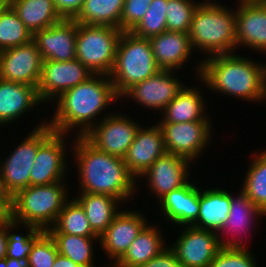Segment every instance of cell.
<instances>
[{
	"instance_id": "4fadbf2b",
	"label": "cell",
	"mask_w": 266,
	"mask_h": 267,
	"mask_svg": "<svg viewBox=\"0 0 266 267\" xmlns=\"http://www.w3.org/2000/svg\"><path fill=\"white\" fill-rule=\"evenodd\" d=\"M43 60L32 40L18 47L0 51V78L37 88Z\"/></svg>"
},
{
	"instance_id": "681fc988",
	"label": "cell",
	"mask_w": 266,
	"mask_h": 267,
	"mask_svg": "<svg viewBox=\"0 0 266 267\" xmlns=\"http://www.w3.org/2000/svg\"><path fill=\"white\" fill-rule=\"evenodd\" d=\"M133 1L148 2L149 4L152 2V0H133Z\"/></svg>"
},
{
	"instance_id": "b9f144b4",
	"label": "cell",
	"mask_w": 266,
	"mask_h": 267,
	"mask_svg": "<svg viewBox=\"0 0 266 267\" xmlns=\"http://www.w3.org/2000/svg\"><path fill=\"white\" fill-rule=\"evenodd\" d=\"M58 13L64 19H73L80 11L84 0H53Z\"/></svg>"
},
{
	"instance_id": "e0dca14e",
	"label": "cell",
	"mask_w": 266,
	"mask_h": 267,
	"mask_svg": "<svg viewBox=\"0 0 266 267\" xmlns=\"http://www.w3.org/2000/svg\"><path fill=\"white\" fill-rule=\"evenodd\" d=\"M78 23L63 19L48 28L36 31L33 41L43 61H71L76 59V35Z\"/></svg>"
},
{
	"instance_id": "d4e9b609",
	"label": "cell",
	"mask_w": 266,
	"mask_h": 267,
	"mask_svg": "<svg viewBox=\"0 0 266 267\" xmlns=\"http://www.w3.org/2000/svg\"><path fill=\"white\" fill-rule=\"evenodd\" d=\"M199 214L192 225L199 229L220 232L228 218L231 194L225 189L199 187Z\"/></svg>"
},
{
	"instance_id": "603a6c76",
	"label": "cell",
	"mask_w": 266,
	"mask_h": 267,
	"mask_svg": "<svg viewBox=\"0 0 266 267\" xmlns=\"http://www.w3.org/2000/svg\"><path fill=\"white\" fill-rule=\"evenodd\" d=\"M39 103L42 104L35 86L0 78V127L18 121L33 106L38 107Z\"/></svg>"
},
{
	"instance_id": "f6af8a7d",
	"label": "cell",
	"mask_w": 266,
	"mask_h": 267,
	"mask_svg": "<svg viewBox=\"0 0 266 267\" xmlns=\"http://www.w3.org/2000/svg\"><path fill=\"white\" fill-rule=\"evenodd\" d=\"M0 267H31V265L27 261L5 257L1 261Z\"/></svg>"
},
{
	"instance_id": "74e56055",
	"label": "cell",
	"mask_w": 266,
	"mask_h": 267,
	"mask_svg": "<svg viewBox=\"0 0 266 267\" xmlns=\"http://www.w3.org/2000/svg\"><path fill=\"white\" fill-rule=\"evenodd\" d=\"M58 255L57 245L45 231L33 244L27 262L31 267H52Z\"/></svg>"
},
{
	"instance_id": "7a4b0ae2",
	"label": "cell",
	"mask_w": 266,
	"mask_h": 267,
	"mask_svg": "<svg viewBox=\"0 0 266 267\" xmlns=\"http://www.w3.org/2000/svg\"><path fill=\"white\" fill-rule=\"evenodd\" d=\"M228 53L206 57L199 62L196 75L201 84L216 93L243 101L266 99V64ZM264 99V100H263Z\"/></svg>"
},
{
	"instance_id": "8fae6325",
	"label": "cell",
	"mask_w": 266,
	"mask_h": 267,
	"mask_svg": "<svg viewBox=\"0 0 266 267\" xmlns=\"http://www.w3.org/2000/svg\"><path fill=\"white\" fill-rule=\"evenodd\" d=\"M184 229L169 248L182 267H209L221 249L219 233L182 226Z\"/></svg>"
},
{
	"instance_id": "7402d4cb",
	"label": "cell",
	"mask_w": 266,
	"mask_h": 267,
	"mask_svg": "<svg viewBox=\"0 0 266 267\" xmlns=\"http://www.w3.org/2000/svg\"><path fill=\"white\" fill-rule=\"evenodd\" d=\"M192 180L182 187L172 190L158 202L161 214L175 225L192 226L199 214V187Z\"/></svg>"
},
{
	"instance_id": "3957f363",
	"label": "cell",
	"mask_w": 266,
	"mask_h": 267,
	"mask_svg": "<svg viewBox=\"0 0 266 267\" xmlns=\"http://www.w3.org/2000/svg\"><path fill=\"white\" fill-rule=\"evenodd\" d=\"M71 144L78 167L80 193L104 194L127 202L136 192L135 178L128 172L123 158L110 155L92 145L84 136Z\"/></svg>"
},
{
	"instance_id": "2e32d148",
	"label": "cell",
	"mask_w": 266,
	"mask_h": 267,
	"mask_svg": "<svg viewBox=\"0 0 266 267\" xmlns=\"http://www.w3.org/2000/svg\"><path fill=\"white\" fill-rule=\"evenodd\" d=\"M237 7V49L246 46L266 54V0H238Z\"/></svg>"
},
{
	"instance_id": "484cf974",
	"label": "cell",
	"mask_w": 266,
	"mask_h": 267,
	"mask_svg": "<svg viewBox=\"0 0 266 267\" xmlns=\"http://www.w3.org/2000/svg\"><path fill=\"white\" fill-rule=\"evenodd\" d=\"M153 224H148L130 244L125 254L111 267H139L160 254L167 248L162 231ZM114 265V266H113Z\"/></svg>"
},
{
	"instance_id": "836d02e7",
	"label": "cell",
	"mask_w": 266,
	"mask_h": 267,
	"mask_svg": "<svg viewBox=\"0 0 266 267\" xmlns=\"http://www.w3.org/2000/svg\"><path fill=\"white\" fill-rule=\"evenodd\" d=\"M33 40V34L8 3L0 13V51L18 47Z\"/></svg>"
},
{
	"instance_id": "f1b7e54d",
	"label": "cell",
	"mask_w": 266,
	"mask_h": 267,
	"mask_svg": "<svg viewBox=\"0 0 266 267\" xmlns=\"http://www.w3.org/2000/svg\"><path fill=\"white\" fill-rule=\"evenodd\" d=\"M80 194L74 198L83 208L92 230L100 236L119 212L118 206L121 201L116 197L104 194Z\"/></svg>"
},
{
	"instance_id": "9a60e30c",
	"label": "cell",
	"mask_w": 266,
	"mask_h": 267,
	"mask_svg": "<svg viewBox=\"0 0 266 267\" xmlns=\"http://www.w3.org/2000/svg\"><path fill=\"white\" fill-rule=\"evenodd\" d=\"M66 134L54 132L38 149L30 171V185H47L67 178ZM65 141V142H64Z\"/></svg>"
},
{
	"instance_id": "ab89813d",
	"label": "cell",
	"mask_w": 266,
	"mask_h": 267,
	"mask_svg": "<svg viewBox=\"0 0 266 267\" xmlns=\"http://www.w3.org/2000/svg\"><path fill=\"white\" fill-rule=\"evenodd\" d=\"M148 7V2L125 0L120 19V29L131 31L144 17Z\"/></svg>"
},
{
	"instance_id": "7bdbcfd3",
	"label": "cell",
	"mask_w": 266,
	"mask_h": 267,
	"mask_svg": "<svg viewBox=\"0 0 266 267\" xmlns=\"http://www.w3.org/2000/svg\"><path fill=\"white\" fill-rule=\"evenodd\" d=\"M0 200L4 201L11 209L14 205V194L8 188L3 175L0 173Z\"/></svg>"
},
{
	"instance_id": "d590c367",
	"label": "cell",
	"mask_w": 266,
	"mask_h": 267,
	"mask_svg": "<svg viewBox=\"0 0 266 267\" xmlns=\"http://www.w3.org/2000/svg\"><path fill=\"white\" fill-rule=\"evenodd\" d=\"M165 10H167V0H152L144 17L131 32L149 39L167 31Z\"/></svg>"
},
{
	"instance_id": "cb8c5ba5",
	"label": "cell",
	"mask_w": 266,
	"mask_h": 267,
	"mask_svg": "<svg viewBox=\"0 0 266 267\" xmlns=\"http://www.w3.org/2000/svg\"><path fill=\"white\" fill-rule=\"evenodd\" d=\"M259 217H266V215L256 207V205L242 190H240V193H238L237 197L233 196L231 193V204L228 218L223 228L219 232V242L221 247H247L243 240H241L238 236H240L239 234L242 233L247 234L249 228L252 231L251 227L254 225L253 221H256ZM220 233H224L225 235L226 233L227 235H232L234 233L235 237L232 238L231 236V239L226 238V240H224V236H221Z\"/></svg>"
},
{
	"instance_id": "6da1fadb",
	"label": "cell",
	"mask_w": 266,
	"mask_h": 267,
	"mask_svg": "<svg viewBox=\"0 0 266 267\" xmlns=\"http://www.w3.org/2000/svg\"><path fill=\"white\" fill-rule=\"evenodd\" d=\"M121 97L110 77L93 74L85 82L63 92L56 100V109L47 124L57 133L67 136L77 129V136H85L96 124V116ZM100 113V114H99ZM96 121V122H95Z\"/></svg>"
},
{
	"instance_id": "60d3db41",
	"label": "cell",
	"mask_w": 266,
	"mask_h": 267,
	"mask_svg": "<svg viewBox=\"0 0 266 267\" xmlns=\"http://www.w3.org/2000/svg\"><path fill=\"white\" fill-rule=\"evenodd\" d=\"M174 252L169 248H165L160 254L152 258L150 261L139 267H180Z\"/></svg>"
},
{
	"instance_id": "1f68e13d",
	"label": "cell",
	"mask_w": 266,
	"mask_h": 267,
	"mask_svg": "<svg viewBox=\"0 0 266 267\" xmlns=\"http://www.w3.org/2000/svg\"><path fill=\"white\" fill-rule=\"evenodd\" d=\"M47 232L66 233L82 237H99L92 230L83 208L74 198L69 199L64 204L55 224Z\"/></svg>"
},
{
	"instance_id": "8d00e7d4",
	"label": "cell",
	"mask_w": 266,
	"mask_h": 267,
	"mask_svg": "<svg viewBox=\"0 0 266 267\" xmlns=\"http://www.w3.org/2000/svg\"><path fill=\"white\" fill-rule=\"evenodd\" d=\"M200 2L193 0H167V31L189 33L193 15Z\"/></svg>"
},
{
	"instance_id": "7dc6e473",
	"label": "cell",
	"mask_w": 266,
	"mask_h": 267,
	"mask_svg": "<svg viewBox=\"0 0 266 267\" xmlns=\"http://www.w3.org/2000/svg\"><path fill=\"white\" fill-rule=\"evenodd\" d=\"M7 240V233L5 227H3L0 229V263L6 257Z\"/></svg>"
},
{
	"instance_id": "f35d334b",
	"label": "cell",
	"mask_w": 266,
	"mask_h": 267,
	"mask_svg": "<svg viewBox=\"0 0 266 267\" xmlns=\"http://www.w3.org/2000/svg\"><path fill=\"white\" fill-rule=\"evenodd\" d=\"M255 260L247 247H221L209 267H257Z\"/></svg>"
},
{
	"instance_id": "e575fe53",
	"label": "cell",
	"mask_w": 266,
	"mask_h": 267,
	"mask_svg": "<svg viewBox=\"0 0 266 267\" xmlns=\"http://www.w3.org/2000/svg\"><path fill=\"white\" fill-rule=\"evenodd\" d=\"M18 224H23V228H25L28 233L25 235L17 234V232L14 233V230H16L15 228L19 229ZM5 231L8 237L6 257L22 261L28 260L34 242L45 232V230L39 229L32 224L19 223L13 219L5 226Z\"/></svg>"
},
{
	"instance_id": "ba28073f",
	"label": "cell",
	"mask_w": 266,
	"mask_h": 267,
	"mask_svg": "<svg viewBox=\"0 0 266 267\" xmlns=\"http://www.w3.org/2000/svg\"><path fill=\"white\" fill-rule=\"evenodd\" d=\"M54 132L47 124V120H43L35 125L32 132L26 135L8 158L3 162L0 161V173L14 195L30 186V171L38 149Z\"/></svg>"
},
{
	"instance_id": "ee69618b",
	"label": "cell",
	"mask_w": 266,
	"mask_h": 267,
	"mask_svg": "<svg viewBox=\"0 0 266 267\" xmlns=\"http://www.w3.org/2000/svg\"><path fill=\"white\" fill-rule=\"evenodd\" d=\"M12 220V209L0 200V229L5 227Z\"/></svg>"
},
{
	"instance_id": "d6a6232c",
	"label": "cell",
	"mask_w": 266,
	"mask_h": 267,
	"mask_svg": "<svg viewBox=\"0 0 266 267\" xmlns=\"http://www.w3.org/2000/svg\"><path fill=\"white\" fill-rule=\"evenodd\" d=\"M253 155L241 190L266 215V150Z\"/></svg>"
},
{
	"instance_id": "bcb514c9",
	"label": "cell",
	"mask_w": 266,
	"mask_h": 267,
	"mask_svg": "<svg viewBox=\"0 0 266 267\" xmlns=\"http://www.w3.org/2000/svg\"><path fill=\"white\" fill-rule=\"evenodd\" d=\"M52 267H83V266H80V265L74 263L68 257H65V256L58 253Z\"/></svg>"
},
{
	"instance_id": "9c48e42d",
	"label": "cell",
	"mask_w": 266,
	"mask_h": 267,
	"mask_svg": "<svg viewBox=\"0 0 266 267\" xmlns=\"http://www.w3.org/2000/svg\"><path fill=\"white\" fill-rule=\"evenodd\" d=\"M211 123L210 119L185 123H158L163 132L166 152L184 157L191 162L198 160L210 143L213 134Z\"/></svg>"
},
{
	"instance_id": "5bb4252c",
	"label": "cell",
	"mask_w": 266,
	"mask_h": 267,
	"mask_svg": "<svg viewBox=\"0 0 266 267\" xmlns=\"http://www.w3.org/2000/svg\"><path fill=\"white\" fill-rule=\"evenodd\" d=\"M175 72L160 70L150 78L133 85L121 98H132V102L161 112L184 86V82L182 84V81L176 78Z\"/></svg>"
},
{
	"instance_id": "4dcf8cb0",
	"label": "cell",
	"mask_w": 266,
	"mask_h": 267,
	"mask_svg": "<svg viewBox=\"0 0 266 267\" xmlns=\"http://www.w3.org/2000/svg\"><path fill=\"white\" fill-rule=\"evenodd\" d=\"M54 239L58 253L83 267H95L93 242L99 237H82L66 233H49Z\"/></svg>"
},
{
	"instance_id": "ac0fdd59",
	"label": "cell",
	"mask_w": 266,
	"mask_h": 267,
	"mask_svg": "<svg viewBox=\"0 0 266 267\" xmlns=\"http://www.w3.org/2000/svg\"><path fill=\"white\" fill-rule=\"evenodd\" d=\"M134 210H121L113 218L111 224L99 236L100 247L115 263L125 254L130 244L148 220L143 213Z\"/></svg>"
},
{
	"instance_id": "8992f818",
	"label": "cell",
	"mask_w": 266,
	"mask_h": 267,
	"mask_svg": "<svg viewBox=\"0 0 266 267\" xmlns=\"http://www.w3.org/2000/svg\"><path fill=\"white\" fill-rule=\"evenodd\" d=\"M65 181L30 185L14 195L12 219L47 231L69 200ZM68 196V197H67Z\"/></svg>"
},
{
	"instance_id": "ffe728a7",
	"label": "cell",
	"mask_w": 266,
	"mask_h": 267,
	"mask_svg": "<svg viewBox=\"0 0 266 267\" xmlns=\"http://www.w3.org/2000/svg\"><path fill=\"white\" fill-rule=\"evenodd\" d=\"M165 153L164 136L158 123L147 128L141 125L123 161L128 172L138 179Z\"/></svg>"
},
{
	"instance_id": "30bf717a",
	"label": "cell",
	"mask_w": 266,
	"mask_h": 267,
	"mask_svg": "<svg viewBox=\"0 0 266 267\" xmlns=\"http://www.w3.org/2000/svg\"><path fill=\"white\" fill-rule=\"evenodd\" d=\"M119 114L105 115L84 137L97 149L123 158L141 124Z\"/></svg>"
},
{
	"instance_id": "f546056e",
	"label": "cell",
	"mask_w": 266,
	"mask_h": 267,
	"mask_svg": "<svg viewBox=\"0 0 266 267\" xmlns=\"http://www.w3.org/2000/svg\"><path fill=\"white\" fill-rule=\"evenodd\" d=\"M125 0H84L73 18L78 24L112 26L120 29Z\"/></svg>"
},
{
	"instance_id": "277c9868",
	"label": "cell",
	"mask_w": 266,
	"mask_h": 267,
	"mask_svg": "<svg viewBox=\"0 0 266 267\" xmlns=\"http://www.w3.org/2000/svg\"><path fill=\"white\" fill-rule=\"evenodd\" d=\"M200 2L188 33L193 50L204 51L207 57L233 53L237 48L234 9L214 0Z\"/></svg>"
},
{
	"instance_id": "5b68a950",
	"label": "cell",
	"mask_w": 266,
	"mask_h": 267,
	"mask_svg": "<svg viewBox=\"0 0 266 267\" xmlns=\"http://www.w3.org/2000/svg\"><path fill=\"white\" fill-rule=\"evenodd\" d=\"M160 71L152 53L148 38L123 31L120 36L115 63L110 80L121 97L136 83L142 82Z\"/></svg>"
},
{
	"instance_id": "44dd1931",
	"label": "cell",
	"mask_w": 266,
	"mask_h": 267,
	"mask_svg": "<svg viewBox=\"0 0 266 267\" xmlns=\"http://www.w3.org/2000/svg\"><path fill=\"white\" fill-rule=\"evenodd\" d=\"M149 41L160 70L180 71L194 52L189 34L184 32L164 31Z\"/></svg>"
},
{
	"instance_id": "c3c4849f",
	"label": "cell",
	"mask_w": 266,
	"mask_h": 267,
	"mask_svg": "<svg viewBox=\"0 0 266 267\" xmlns=\"http://www.w3.org/2000/svg\"><path fill=\"white\" fill-rule=\"evenodd\" d=\"M7 4H8V0H0V13Z\"/></svg>"
},
{
	"instance_id": "7c38bea8",
	"label": "cell",
	"mask_w": 266,
	"mask_h": 267,
	"mask_svg": "<svg viewBox=\"0 0 266 267\" xmlns=\"http://www.w3.org/2000/svg\"><path fill=\"white\" fill-rule=\"evenodd\" d=\"M78 59L71 61H43L40 81L37 86L38 97L42 104L57 99L63 92L85 82L92 76ZM54 99V100H53Z\"/></svg>"
},
{
	"instance_id": "52a82bcc",
	"label": "cell",
	"mask_w": 266,
	"mask_h": 267,
	"mask_svg": "<svg viewBox=\"0 0 266 267\" xmlns=\"http://www.w3.org/2000/svg\"><path fill=\"white\" fill-rule=\"evenodd\" d=\"M122 33L117 27L78 24L76 59L92 74L109 76Z\"/></svg>"
},
{
	"instance_id": "d6986e66",
	"label": "cell",
	"mask_w": 266,
	"mask_h": 267,
	"mask_svg": "<svg viewBox=\"0 0 266 267\" xmlns=\"http://www.w3.org/2000/svg\"><path fill=\"white\" fill-rule=\"evenodd\" d=\"M191 163L184 157L166 152L140 178L146 179V185L152 194L157 195L159 201L166 194L184 186L189 181Z\"/></svg>"
},
{
	"instance_id": "83f0119b",
	"label": "cell",
	"mask_w": 266,
	"mask_h": 267,
	"mask_svg": "<svg viewBox=\"0 0 266 267\" xmlns=\"http://www.w3.org/2000/svg\"><path fill=\"white\" fill-rule=\"evenodd\" d=\"M8 3L32 34L64 19L53 0H8Z\"/></svg>"
},
{
	"instance_id": "4316f807",
	"label": "cell",
	"mask_w": 266,
	"mask_h": 267,
	"mask_svg": "<svg viewBox=\"0 0 266 267\" xmlns=\"http://www.w3.org/2000/svg\"><path fill=\"white\" fill-rule=\"evenodd\" d=\"M199 88L186 85L177 93L176 97L165 107L161 113L162 119L158 123H185L209 119L204 107L203 95Z\"/></svg>"
}]
</instances>
